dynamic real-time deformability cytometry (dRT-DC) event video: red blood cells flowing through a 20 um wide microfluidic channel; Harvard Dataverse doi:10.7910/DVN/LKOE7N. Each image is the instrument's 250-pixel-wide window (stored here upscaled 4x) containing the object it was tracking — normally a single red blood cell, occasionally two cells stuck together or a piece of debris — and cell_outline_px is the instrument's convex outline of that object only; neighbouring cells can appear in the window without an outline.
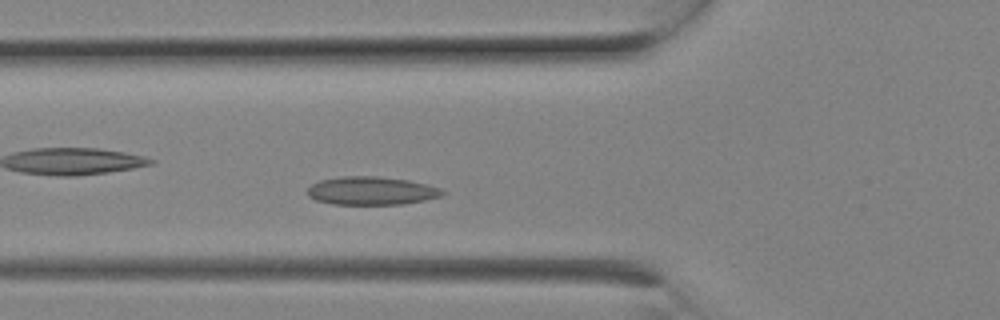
{"species": "Egyptian fruit bat (a non-hibernating species)", "species_latin": "Rousettus aegyptiacus", "temperature_condition": "room temperature", "stored_images_in_passage": 8, "camera_frame_rate_fps": 3000, "um_per_image_px": 0.085, "animal": {"sex": "female"}, "frame": {"image": 1, "passage_image": 8, "time_ms": 2.333, "image_size_px": [1000, 320], "cell_outline_px": [[448, 192], [440, 196], [424, 200], [400, 204], [332, 204], [316, 200], [308, 196], [308, 188], [312, 184], [320, 180], [340, 176], [380, 176], [408, 180], [428, 184], [444, 188]], "centroid_in_image_um": [31.61, 16.2], "position_along_channel_um": 94.2, "area_um2": 22.37}}